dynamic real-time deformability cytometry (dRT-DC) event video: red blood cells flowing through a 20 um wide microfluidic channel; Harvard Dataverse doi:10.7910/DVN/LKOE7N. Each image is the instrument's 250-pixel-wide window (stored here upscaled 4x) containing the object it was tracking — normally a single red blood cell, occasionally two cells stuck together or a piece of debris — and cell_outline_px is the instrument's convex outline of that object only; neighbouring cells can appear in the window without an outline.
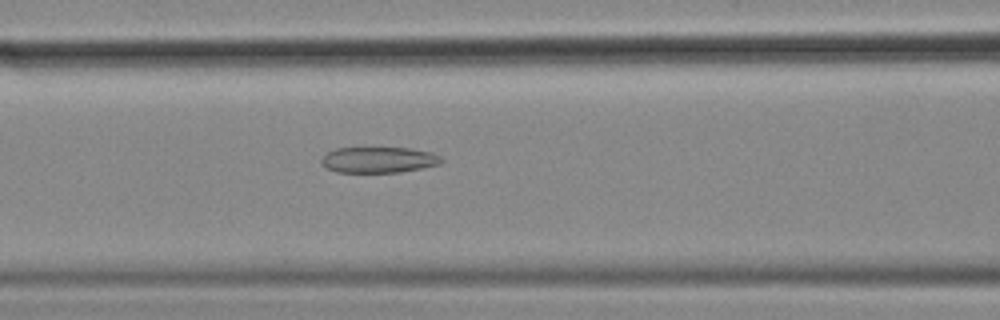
{"species": "common noctule bat (a hibernating species)", "species_latin": "Nyctalus noctula", "temperature_condition": "cold", "stored_images_in_passage": 56, "camera_frame_rate_fps": 3000, "um_per_image_px": 0.085, "animal": {"sex": "female", "body_mass_g": 18.4}, "frame": {"image": 1, "passage_image": 23, "time_ms": 7.333, "image_size_px": [1000, 320], "cell_outline_px": [[444, 160], [440, 164], [400, 172], [336, 172], [324, 168], [320, 164], [320, 160], [328, 152], [336, 148], [412, 148], [432, 152], [440, 156]], "centroid_in_image_um": [32.17, 13.58], "position_along_channel_um": 134.4, "area_um2": 18.21}}
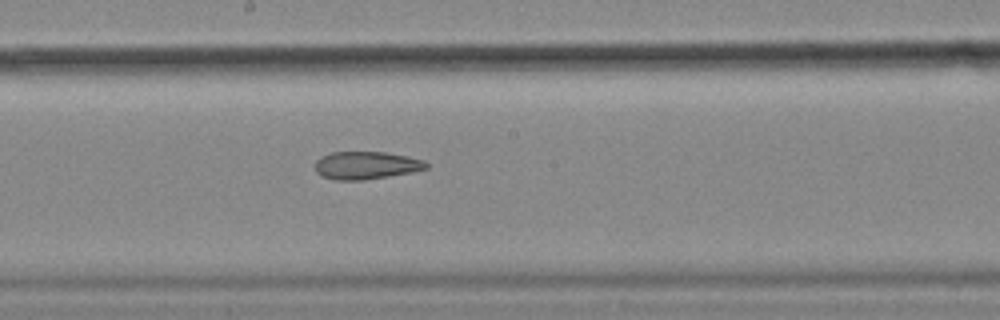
{"frame": {"image": 2, "passage_image": 30, "time_ms": 9.667, "image_size_px": [1000, 320], "cell_outline_px": [[428, 168], [412, 172], [364, 180], [336, 180], [320, 176], [316, 172], [316, 160], [320, 156], [332, 152], [384, 152], [408, 156], [424, 160], [428, 164]], "centroid_in_image_um": [31.11, 14.05], "position_along_channel_um": 217.1, "area_um2": 18.03}}
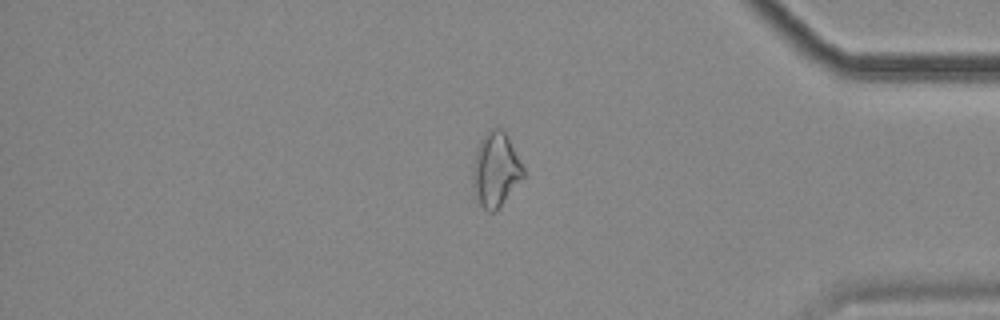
{"frame": {"image": 3, "passage_image": 47, "time_ms": 15.333, "image_size_px": [1000, 320], "cell_outline_px": [[524, 176], [496, 212], [488, 212], [476, 200], [472, 184], [472, 168], [476, 148], [480, 140], [496, 124], [508, 136], [524, 168]], "centroid_in_image_um": [42.11, 14.43], "position_along_channel_um": 393.1, "area_um2": 22.08}, "authors_computed_cell_mechanics": {"area_um2": 21.8484, "velocity_mm_per_s": 3.5563, "shape_relaxation_time_tau1_ms": null, "shape_relaxation_time_tau2_ms": 6.7686, "deformation_change_tau1": null, "deformation_change_tau2": 0.1708}}